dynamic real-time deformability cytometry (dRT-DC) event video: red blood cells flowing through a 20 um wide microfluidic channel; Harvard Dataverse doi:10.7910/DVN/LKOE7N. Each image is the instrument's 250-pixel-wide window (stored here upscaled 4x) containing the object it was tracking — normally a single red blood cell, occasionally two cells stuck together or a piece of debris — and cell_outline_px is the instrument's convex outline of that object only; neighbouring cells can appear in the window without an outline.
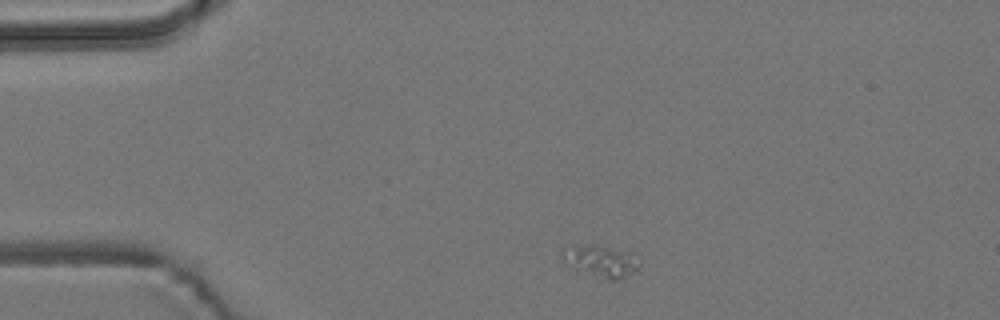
{"species": "common noctule bat (a hibernating species)", "species_latin": "Nyctalus noctula", "temperature_condition": "room temperature", "stored_images_in_passage": 3, "camera_frame_rate_fps": 3000, "um_per_image_px": 0.085, "animal": {"sex": "male", "body_mass_g": 19.2, "forearm_length_mm": 51.8}, "frame": {"image": 1, "passage_image": 1, "time_ms": 0.0, "image_size_px": [1000, 320], "cell_outline_px": [[640, 272], [616, 280], [596, 280], [576, 272], [564, 260], [560, 252], [560, 248], [592, 244], [628, 252], [640, 264]], "centroid_in_image_um": [51.04, 22.27], "position_along_channel_um": 34.0, "area_um2": 14.91}}